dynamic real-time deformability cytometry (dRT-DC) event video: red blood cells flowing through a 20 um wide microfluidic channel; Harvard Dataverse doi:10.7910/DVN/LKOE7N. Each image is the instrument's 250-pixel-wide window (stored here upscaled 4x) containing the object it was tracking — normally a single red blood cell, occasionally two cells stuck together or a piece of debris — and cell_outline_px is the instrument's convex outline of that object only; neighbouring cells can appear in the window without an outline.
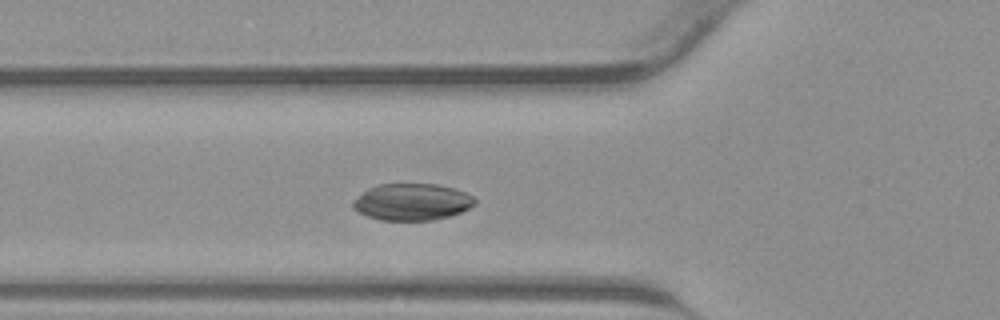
{"species": "common noctule bat (a hibernating species)", "species_latin": "Nyctalus noctula", "temperature_condition": "warm", "stored_images_in_passage": 31, "segment_of_instrument_passage": [1, 2], "camera_frame_rate_fps": 3000, "um_per_image_px": 0.085, "animal": {"sex": "male", "body_mass_g": 23.1, "forearm_length_mm": 52.7}, "frame": {"image": 1, "passage_image": 2, "time_ms": 0.333, "image_size_px": [1000, 320], "cell_outline_px": [[476, 204], [460, 212], [448, 216], [432, 220], [380, 220], [368, 216], [352, 208], [352, 200], [368, 188], [380, 184], [436, 184], [452, 188], [464, 192], [472, 196], [476, 200]], "centroid_in_image_um": [34.99, 17.16], "position_along_channel_um": 90.8, "area_um2": 25.95}}
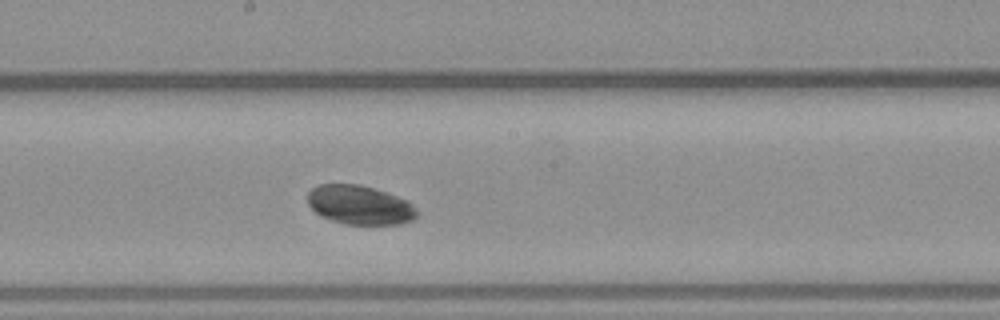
{"frame": {"image": 2, "passage_image": 10, "time_ms": 3.0, "image_size_px": [1000, 320], "cell_outline_px": [[416, 216], [412, 220], [400, 224], [344, 224], [320, 216], [308, 204], [308, 192], [312, 188], [320, 184], [360, 184], [408, 200], [416, 208]], "centroid_in_image_um": [30.56, 17.42], "position_along_channel_um": 217.6, "area_um2": 24.74}}
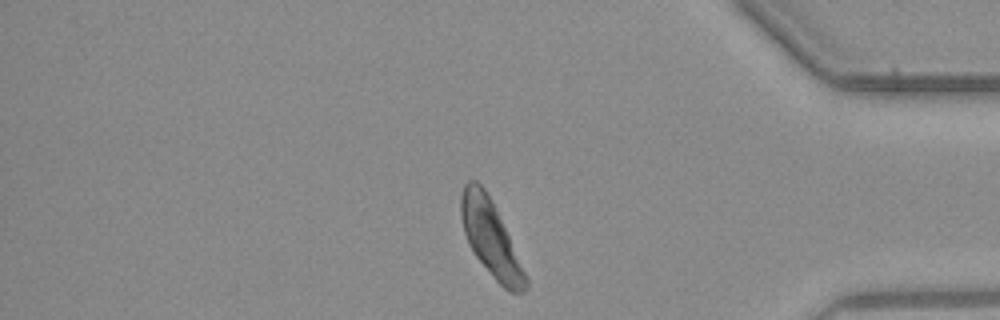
{"frame": {"image": 3, "passage_image": 23, "time_ms": 7.333, "image_size_px": [1000, 320], "cell_outline_px": [[528, 288], [524, 292], [508, 292], [496, 280], [476, 256], [468, 244], [464, 232], [460, 216], [460, 196], [464, 184], [468, 180], [476, 180], [484, 188], [492, 200], [528, 280]], "centroid_in_image_um": [41.67, 20.22], "position_along_channel_um": 393.5, "area_um2": 28.03}}